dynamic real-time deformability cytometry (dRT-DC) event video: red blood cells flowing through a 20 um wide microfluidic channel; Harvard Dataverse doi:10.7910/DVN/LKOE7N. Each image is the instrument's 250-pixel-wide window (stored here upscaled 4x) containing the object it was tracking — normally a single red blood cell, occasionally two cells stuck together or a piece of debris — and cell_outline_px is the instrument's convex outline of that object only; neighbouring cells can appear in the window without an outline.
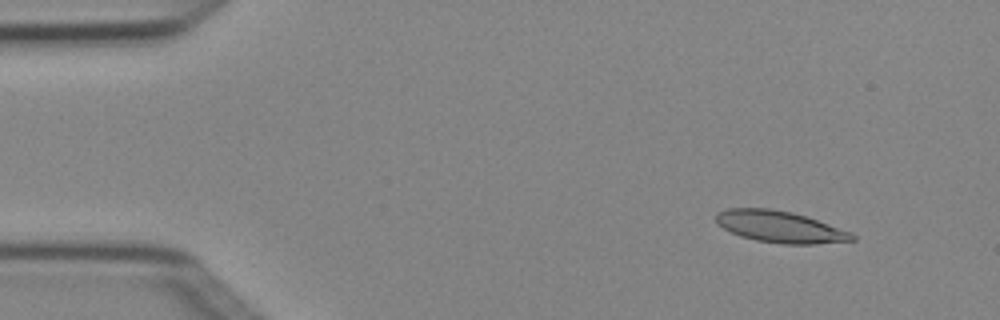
{"species": "Egyptian fruit bat (a non-hibernating species)", "species_latin": "Rousettus aegyptiacus", "temperature_condition": "cold", "stored_images_in_passage": 4, "camera_frame_rate_fps": 3000, "um_per_image_px": 0.085, "animal": {"sex": "female"}, "frame": {"image": 1, "passage_image": 2, "time_ms": 0.333, "image_size_px": [1000, 320], "cell_outline_px": [[856, 240], [816, 244], [784, 244], [756, 240], [740, 236], [716, 224], [716, 212], [728, 208], [772, 208], [792, 212], [852, 232], [856, 236]], "centroid_in_image_um": [66.29, 19.27], "position_along_channel_um": 18.7, "area_um2": 25.03}}